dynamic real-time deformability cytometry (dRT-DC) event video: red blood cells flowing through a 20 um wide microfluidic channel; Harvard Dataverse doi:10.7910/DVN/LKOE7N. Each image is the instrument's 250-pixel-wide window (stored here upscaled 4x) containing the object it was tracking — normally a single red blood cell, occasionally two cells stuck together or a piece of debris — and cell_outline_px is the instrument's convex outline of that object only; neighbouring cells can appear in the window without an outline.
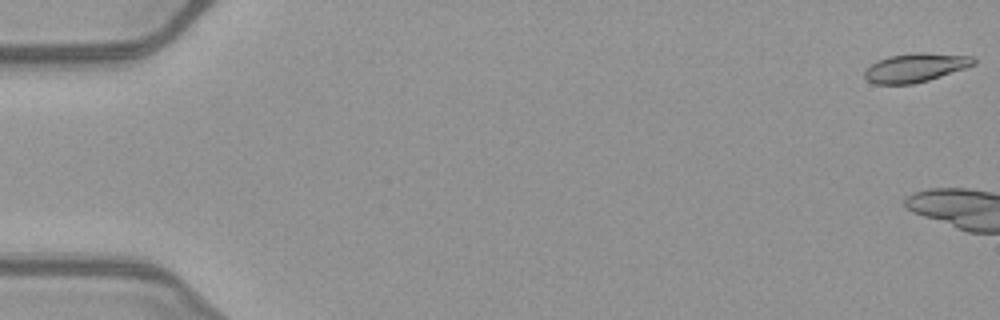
{"species": "common noctule bat (a hibernating species)", "species_latin": "Nyctalus noctula", "temperature_condition": "warm", "stored_images_in_passage": 14, "camera_frame_rate_fps": 3000, "um_per_image_px": 0.085, "animal": {"sex": "female", "body_mass_g": 21.9}, "frame": {"image": 1, "passage_image": 1, "time_ms": 0.0, "image_size_px": [1000, 320], "cell_outline_px": [[976, 64], [928, 80], [912, 84], [876, 84], [868, 80], [864, 76], [864, 68], [888, 56], [912, 52], [920, 52], [972, 56], [976, 60]], "centroid_in_image_um": [77.79, 5.74], "position_along_channel_um": 7.2, "area_um2": 18.21}}